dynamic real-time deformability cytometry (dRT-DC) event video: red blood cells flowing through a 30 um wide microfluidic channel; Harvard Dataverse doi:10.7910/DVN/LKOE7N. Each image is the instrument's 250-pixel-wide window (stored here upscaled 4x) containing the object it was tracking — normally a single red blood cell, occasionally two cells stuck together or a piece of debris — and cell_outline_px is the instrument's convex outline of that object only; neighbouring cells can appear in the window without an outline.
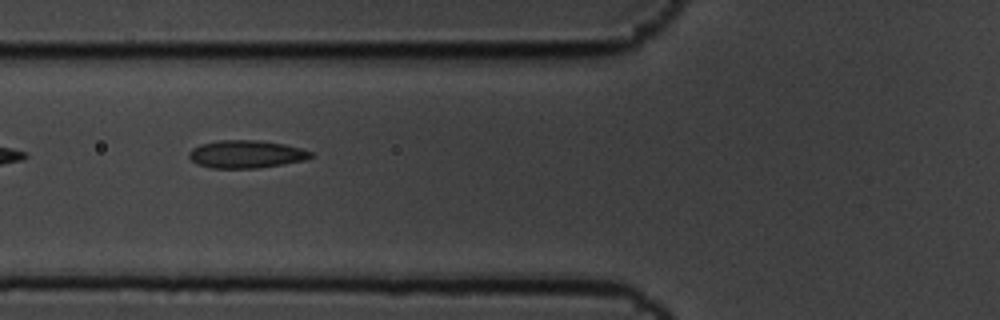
{"species": "common noctule bat (a hibernating species)", "species_latin": "Nyctalus noctula", "temperature_condition": "cold", "stored_images_in_passage": 7, "camera_frame_rate_fps": 3000, "um_per_image_px": 0.085, "animal": {"sex": "male", "body_mass_g": 19.5, "forearm_length_mm": 54.6}, "frame": {"image": 1, "passage_image": 6, "time_ms": 1.667, "image_size_px": [1000, 320], "cell_outline_px": [[312, 156], [304, 160], [256, 168], [212, 168], [196, 164], [188, 156], [188, 152], [192, 148], [200, 144], [220, 140], [256, 140], [284, 144], [304, 148], [312, 152]], "centroid_in_image_um": [20.9, 13.1], "position_along_channel_um": 104.9, "area_um2": 19.65}}
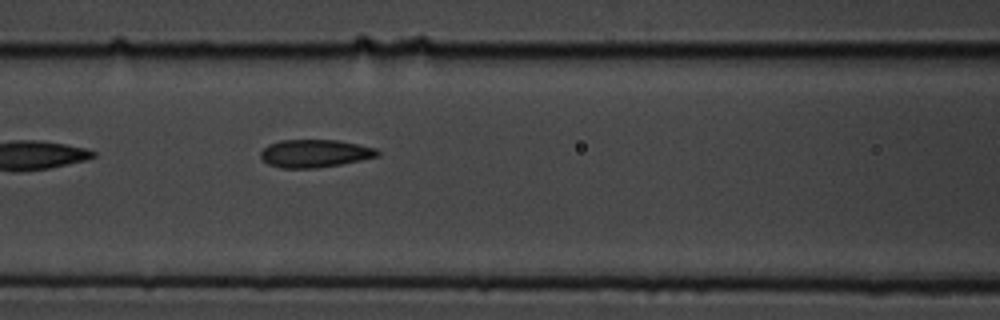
{"frame": {"image": 2, "passage_image": 7, "time_ms": 2.0, "image_size_px": [1000, 320], "cell_outline_px": [[380, 156], [340, 164], [316, 168], [280, 168], [268, 164], [260, 156], [260, 152], [268, 144], [280, 140], [340, 140], [376, 148], [380, 152]], "centroid_in_image_um": [26.76, 13.03], "position_along_channel_um": 139.8, "area_um2": 19.02}}